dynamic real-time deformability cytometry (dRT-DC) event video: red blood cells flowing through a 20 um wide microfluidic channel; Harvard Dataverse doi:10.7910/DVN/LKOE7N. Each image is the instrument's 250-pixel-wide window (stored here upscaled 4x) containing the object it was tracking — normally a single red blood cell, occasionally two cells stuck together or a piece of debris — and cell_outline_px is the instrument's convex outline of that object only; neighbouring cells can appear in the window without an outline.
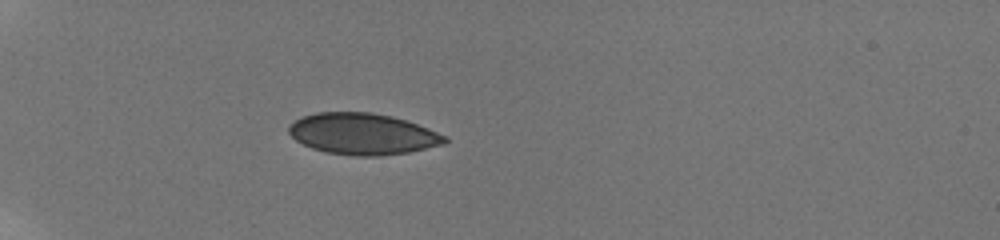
{"species": "human", "species_latin": "Homo sapiens", "temperature_condition": "room temperature", "stored_images_in_passage": 8, "camera_frame_rate_fps": 3000, "um_per_image_px": 0.085, "donor": {"sex": "male"}, "frame": {"image": 1, "passage_image": 5, "time_ms": 2.667, "image_size_px": [1000, 240], "cell_outline_px": [[448, 140], [444, 144], [408, 152], [380, 156], [356, 156], [328, 152], [312, 148], [296, 140], [288, 132], [288, 124], [300, 116], [316, 112], [372, 112], [392, 116], [428, 128], [448, 136]], "centroid_in_image_um": [30.81, 11.37], "position_along_channel_um": 54.2, "area_um2": 37.63}}
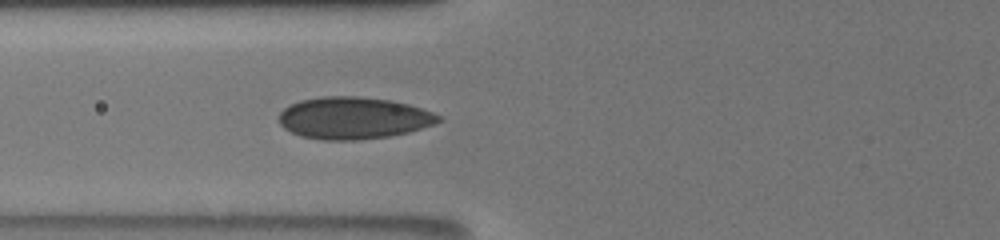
{"frame": {"image": 2, "passage_image": 8, "time_ms": 4.667, "image_size_px": [1000, 240], "cell_outline_px": [[444, 120], [436, 124], [408, 132], [388, 136], [356, 140], [324, 140], [300, 136], [284, 128], [280, 124], [280, 112], [284, 108], [300, 100], [320, 96], [360, 96], [392, 100], [408, 104], [432, 112], [440, 116]], "centroid_in_image_um": [30.06, 10.02], "position_along_channel_um": 95.7, "area_um2": 39.13}}